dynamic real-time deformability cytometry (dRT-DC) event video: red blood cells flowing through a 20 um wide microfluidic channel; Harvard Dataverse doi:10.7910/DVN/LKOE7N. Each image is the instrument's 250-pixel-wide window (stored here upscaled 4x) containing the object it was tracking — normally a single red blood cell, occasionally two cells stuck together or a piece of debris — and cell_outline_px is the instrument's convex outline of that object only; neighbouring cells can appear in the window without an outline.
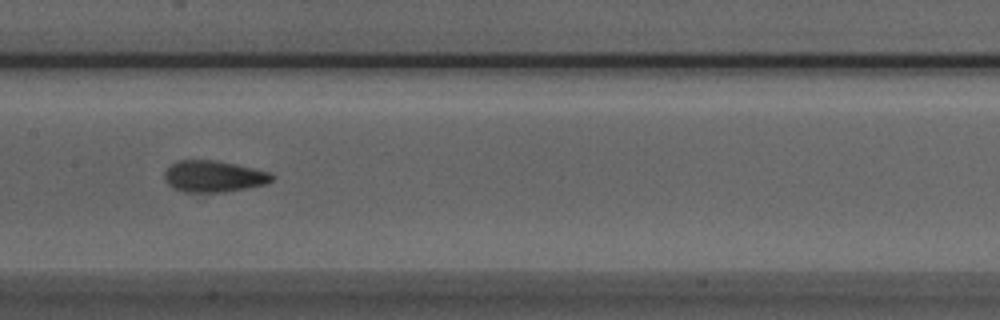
{"species": "Egyptian fruit bat (a non-hibernating species)", "species_latin": "Rousettus aegyptiacus", "temperature_condition": "room temperature", "stored_images_in_passage": 18, "camera_frame_rate_fps": 3000, "um_per_image_px": 0.085, "animal": {"sex": "male"}, "frame": {"image": 1, "passage_image": 13, "time_ms": 4.0, "image_size_px": [1000, 320], "cell_outline_px": [[276, 176], [268, 184], [224, 192], [184, 192], [172, 188], [164, 180], [164, 172], [172, 164], [180, 160], [212, 160], [236, 164], [268, 172]], "centroid_in_image_um": [18.16, 15.0], "position_along_channel_um": 189.2, "area_um2": 19.71}}
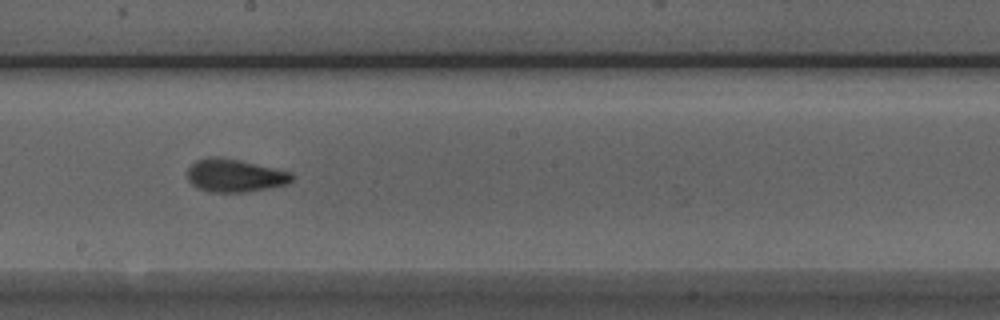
{"frame": {"image": 2, "passage_image": 16, "time_ms": 5.0, "image_size_px": [1000, 320], "cell_outline_px": [[296, 176], [288, 184], [244, 192], [208, 192], [196, 188], [188, 180], [188, 168], [196, 160], [208, 156], [220, 156], [240, 160], [292, 172]], "centroid_in_image_um": [19.95, 14.91], "position_along_channel_um": 228.2, "area_um2": 20.29}}